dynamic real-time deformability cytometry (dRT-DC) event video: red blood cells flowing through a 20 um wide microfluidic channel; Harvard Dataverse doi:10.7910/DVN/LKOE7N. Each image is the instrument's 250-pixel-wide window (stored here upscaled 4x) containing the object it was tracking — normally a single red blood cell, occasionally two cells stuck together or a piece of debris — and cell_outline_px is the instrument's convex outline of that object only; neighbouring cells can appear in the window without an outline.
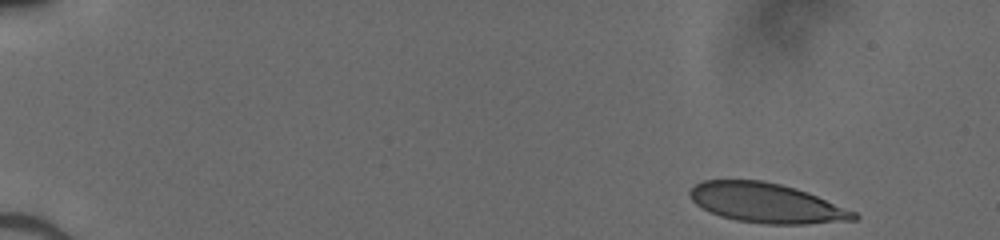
{"species": "human", "species_latin": "Homo sapiens", "temperature_condition": "cold", "stored_images_in_passage": 46, "camera_frame_rate_fps": 3000, "um_per_image_px": 0.085, "donor": {"sex": "male"}, "frame": {"image": 1, "passage_image": 1, "time_ms": 0.0, "image_size_px": [1000, 240], "cell_outline_px": [[860, 216], [856, 220], [804, 224], [764, 224], [736, 220], [720, 216], [696, 204], [688, 196], [688, 192], [696, 184], [704, 180], [764, 180], [796, 188], [808, 192], [856, 212]], "centroid_in_image_um": [65.16, 17.25], "position_along_channel_um": 19.8, "area_um2": 37.86}}
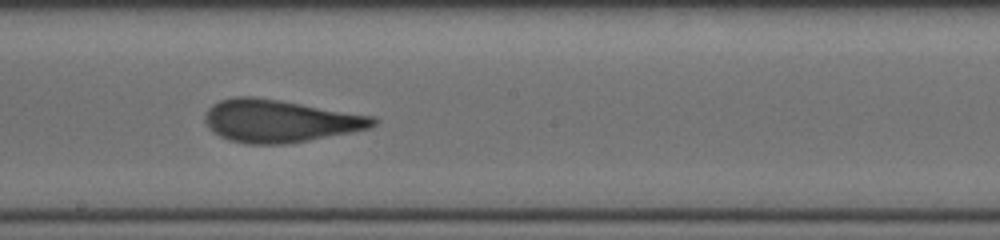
{"frame": {"image": 2, "passage_image": 26, "time_ms": 8.333, "image_size_px": [1000, 240], "cell_outline_px": [[380, 120], [372, 128], [352, 132], [308, 140], [284, 144], [248, 144], [232, 140], [220, 136], [212, 132], [204, 120], [204, 116], [208, 108], [212, 104], [220, 100], [236, 96], [252, 96], [280, 100], [376, 116]], "centroid_in_image_um": [23.81, 10.27], "position_along_channel_um": 224.4, "area_um2": 41.91}}
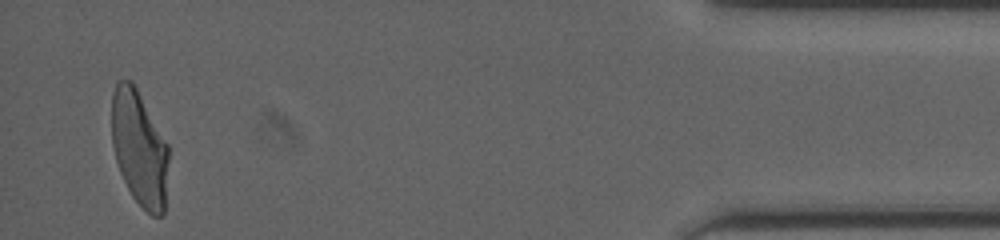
{"frame": {"image": 3, "passage_image": 45, "time_ms": 14.667, "image_size_px": [1000, 240], "cell_outline_px": [[168, 160], [164, 216], [152, 216], [132, 196], [120, 172], [116, 160], [112, 144], [112, 92], [116, 84], [120, 80], [132, 80], [168, 144]], "centroid_in_image_um": [11.85, 12.6], "position_along_channel_um": 423.4, "area_um2": 38.09}}